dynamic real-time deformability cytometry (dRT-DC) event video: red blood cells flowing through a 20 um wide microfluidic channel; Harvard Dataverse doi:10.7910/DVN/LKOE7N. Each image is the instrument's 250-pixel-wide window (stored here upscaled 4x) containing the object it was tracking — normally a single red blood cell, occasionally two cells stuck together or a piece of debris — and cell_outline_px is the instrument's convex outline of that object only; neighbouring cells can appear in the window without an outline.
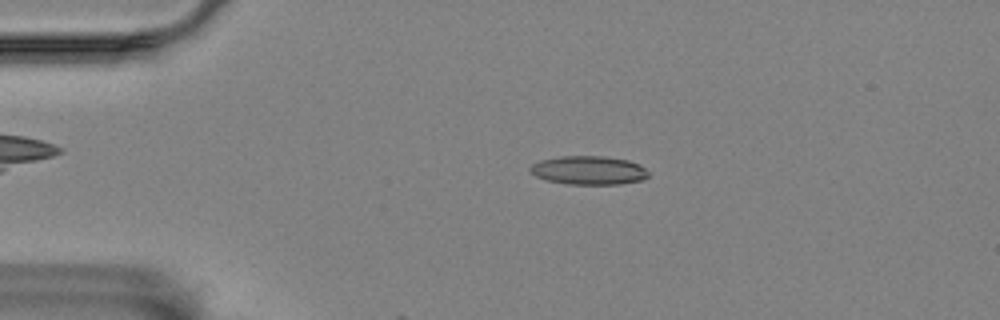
{"species": "Egyptian fruit bat (a non-hibernating species)", "species_latin": "Rousettus aegyptiacus", "temperature_condition": "room temperature", "stored_images_in_passage": 5, "camera_frame_rate_fps": 3000, "um_per_image_px": 0.085, "animal": {"sex": "female"}, "frame": {"image": 1, "passage_image": 3, "time_ms": 2.333, "image_size_px": [1000, 320], "cell_outline_px": [[648, 176], [644, 180], [620, 184], [568, 184], [548, 180], [536, 176], [528, 168], [532, 164], [540, 160], [560, 156], [604, 156], [628, 160], [640, 164], [648, 172]], "centroid_in_image_um": [50.06, 14.47], "position_along_channel_um": 34.9, "area_um2": 19.77}}
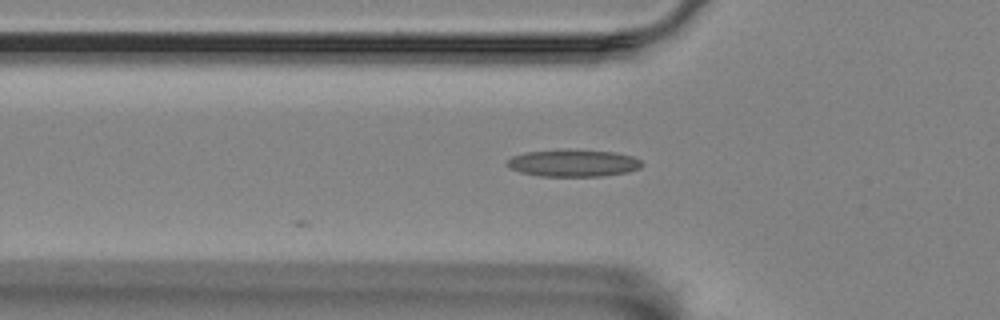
{"frame": {"image": 2, "passage_image": 5, "time_ms": 4.667, "image_size_px": [1000, 320], "cell_outline_px": [[644, 164], [640, 168], [628, 172], [604, 176], [540, 176], [520, 172], [508, 168], [508, 160], [512, 156], [524, 152], [616, 152], [632, 156], [640, 160]], "centroid_in_image_um": [48.76, 13.91], "position_along_channel_um": 77.0, "area_um2": 20.4}}